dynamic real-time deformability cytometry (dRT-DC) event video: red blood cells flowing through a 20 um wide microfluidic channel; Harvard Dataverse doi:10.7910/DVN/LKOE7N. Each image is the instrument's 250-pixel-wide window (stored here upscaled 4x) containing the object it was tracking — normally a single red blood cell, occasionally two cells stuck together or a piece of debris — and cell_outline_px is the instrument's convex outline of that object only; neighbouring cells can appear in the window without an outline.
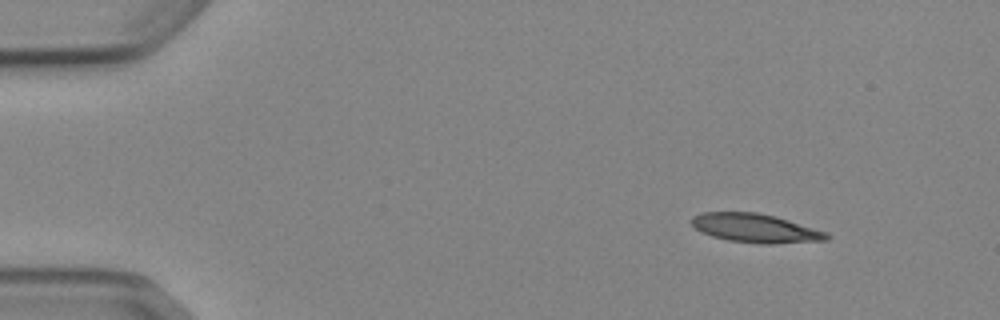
{"species": "Egyptian fruit bat (a non-hibernating species)", "species_latin": "Rousettus aegyptiacus", "temperature_condition": "cold", "stored_images_in_passage": 3, "camera_frame_rate_fps": 3000, "um_per_image_px": 0.085, "animal": {"sex": "female"}, "frame": {"image": 1, "passage_image": 1, "time_ms": 0.0, "image_size_px": [1000, 320], "cell_outline_px": [[832, 236], [828, 240], [776, 244], [760, 244], [728, 240], [712, 236], [700, 232], [692, 224], [692, 216], [700, 212], [756, 212], [776, 216], [828, 232]], "centroid_in_image_um": [64.25, 19.4], "position_along_channel_um": 20.8, "area_um2": 22.95}}
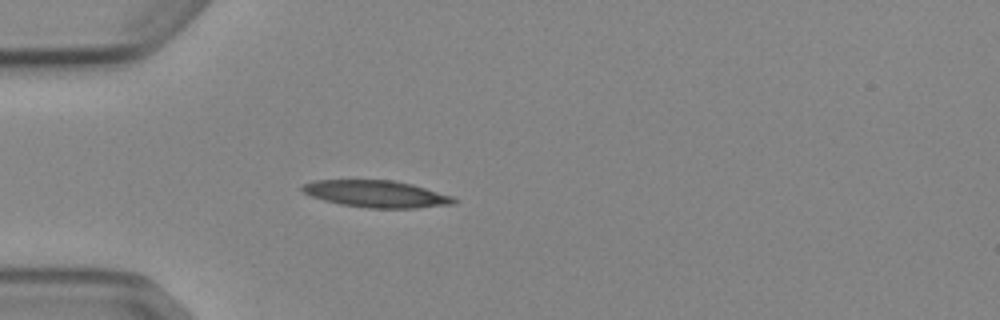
{"frame": {"image": 2, "passage_image": 3, "time_ms": 3.0, "image_size_px": [1000, 320], "cell_outline_px": [[460, 200], [456, 204], [416, 208], [368, 208], [340, 204], [324, 200], [312, 196], [304, 192], [300, 188], [300, 184], [312, 180], [392, 180], [412, 184], [452, 196]], "centroid_in_image_um": [32.0, 16.48], "position_along_channel_um": 53.0, "area_um2": 23.93}}